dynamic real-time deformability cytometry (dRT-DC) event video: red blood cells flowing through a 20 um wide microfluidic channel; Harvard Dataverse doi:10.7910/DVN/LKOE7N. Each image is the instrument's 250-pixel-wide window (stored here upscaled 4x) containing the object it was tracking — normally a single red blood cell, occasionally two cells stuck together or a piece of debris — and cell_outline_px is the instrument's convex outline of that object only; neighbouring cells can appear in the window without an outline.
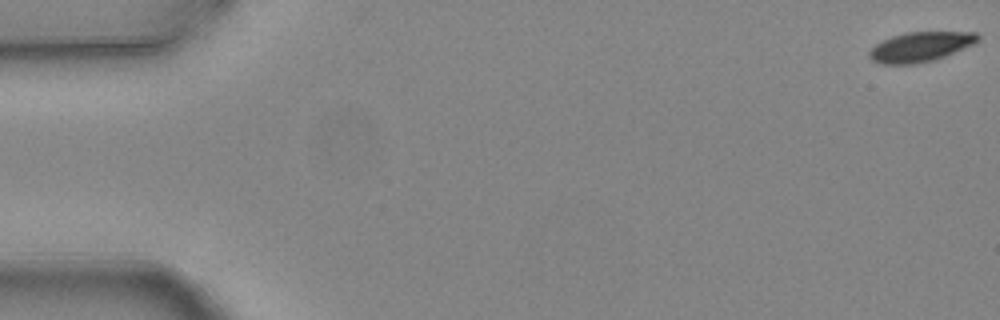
{"species": "common noctule bat (a hibernating species)", "species_latin": "Nyctalus noctula", "temperature_condition": "warm", "stored_images_in_passage": 5, "camera_frame_rate_fps": 3000, "um_per_image_px": 0.085, "animal": {"sex": "female", "body_mass_g": 24.6, "forearm_length_mm": 56.2}, "frame": {"image": 1, "passage_image": 1, "time_ms": 0.0, "image_size_px": [1000, 320], "cell_outline_px": [[980, 40], [972, 44], [936, 60], [916, 64], [880, 64], [872, 60], [868, 56], [868, 52], [876, 44], [892, 36], [908, 32], [976, 32], [980, 36]], "centroid_in_image_um": [78.23, 3.99], "position_along_channel_um": 6.8, "area_um2": 18.79}}
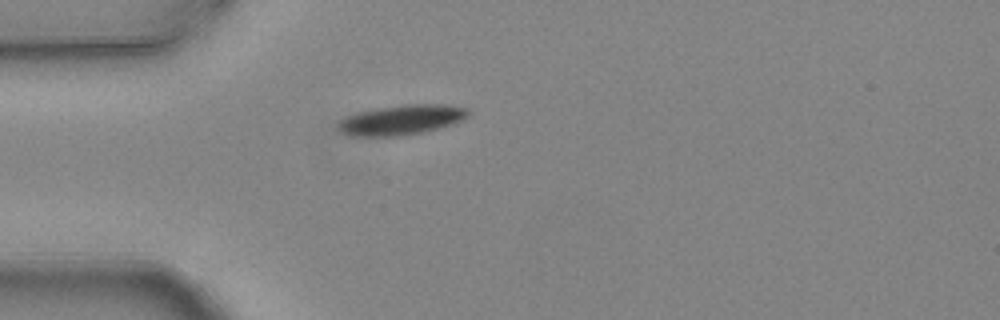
{"frame": {"image": 2, "passage_image": 5, "time_ms": 1.333, "image_size_px": [1000, 320], "cell_outline_px": [[468, 116], [452, 124], [440, 128], [424, 132], [400, 136], [352, 136], [344, 132], [340, 128], [340, 120], [348, 116], [360, 112], [376, 108], [404, 104], [444, 104], [468, 108]], "centroid_in_image_um": [34.18, 10.18], "position_along_channel_um": 50.8, "area_um2": 22.43}}